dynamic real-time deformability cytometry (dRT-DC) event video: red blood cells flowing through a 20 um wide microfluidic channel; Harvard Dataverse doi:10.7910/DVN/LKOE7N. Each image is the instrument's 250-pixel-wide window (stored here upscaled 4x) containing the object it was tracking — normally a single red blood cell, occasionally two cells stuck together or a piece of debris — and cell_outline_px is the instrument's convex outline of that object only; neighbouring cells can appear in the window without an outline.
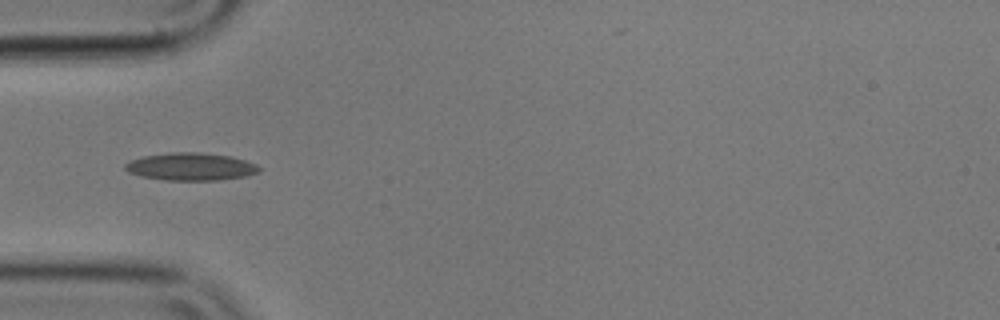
{"species": "common noctule bat (a hibernating species)", "species_latin": "Nyctalus noctula", "temperature_condition": "cold", "stored_images_in_passage": 12, "camera_frame_rate_fps": 3000, "um_per_image_px": 0.085, "animal": {"sex": "male", "body_mass_g": 17.9}, "frame": {"image": 1, "passage_image": 1, "time_ms": 0.0, "image_size_px": [1000, 320], "cell_outline_px": [[260, 172], [244, 176], [220, 180], [164, 180], [144, 176], [128, 172], [124, 168], [124, 164], [132, 160], [144, 156], [168, 152], [200, 152], [232, 156], [256, 164], [260, 168]], "centroid_in_image_um": [16.23, 14.16], "position_along_channel_um": 68.8, "area_um2": 21.5}}
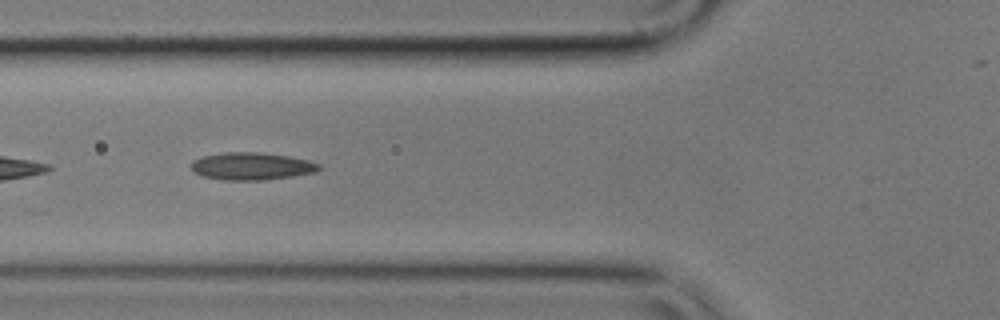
{"frame": {"image": 2, "passage_image": 4, "time_ms": 1.0, "image_size_px": [1000, 320], "cell_outline_px": [[324, 168], [316, 172], [292, 176], [264, 180], [224, 180], [204, 176], [192, 172], [192, 160], [204, 156], [224, 152], [256, 152], [288, 156], [308, 160], [320, 164]], "centroid_in_image_um": [21.41, 14.13], "position_along_channel_um": 104.4, "area_um2": 20.46}}